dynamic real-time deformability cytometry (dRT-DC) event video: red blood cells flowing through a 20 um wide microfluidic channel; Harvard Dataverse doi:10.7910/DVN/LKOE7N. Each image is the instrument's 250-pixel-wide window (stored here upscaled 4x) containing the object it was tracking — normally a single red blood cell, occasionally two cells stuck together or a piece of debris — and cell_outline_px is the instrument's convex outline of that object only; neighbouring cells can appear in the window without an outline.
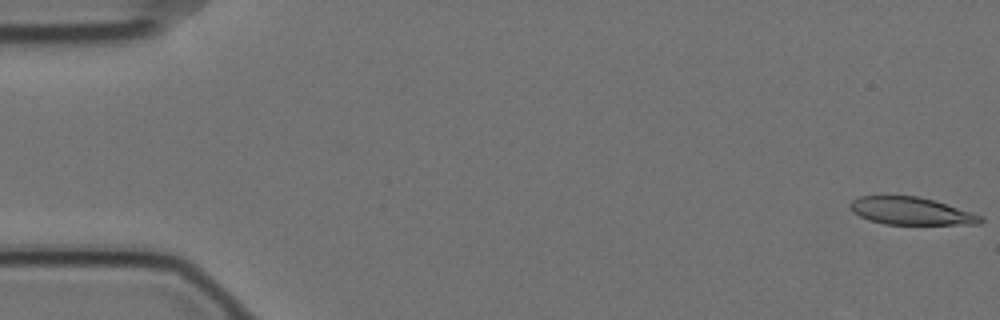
{"species": "Egyptian fruit bat (a non-hibernating species)", "species_latin": "Rousettus aegyptiacus", "temperature_condition": "cold", "stored_images_in_passage": 57, "camera_frame_rate_fps": 3000, "um_per_image_px": 0.085, "animal": {"sex": "female"}, "frame": {"image": 1, "passage_image": 1, "time_ms": 0.0, "image_size_px": [1000, 320], "cell_outline_px": [[984, 220], [980, 224], [884, 224], [868, 220], [852, 212], [848, 204], [852, 200], [860, 196], [920, 196], [972, 212], [984, 216]], "centroid_in_image_um": [77.43, 17.94], "position_along_channel_um": 7.6, "area_um2": 20.98}}
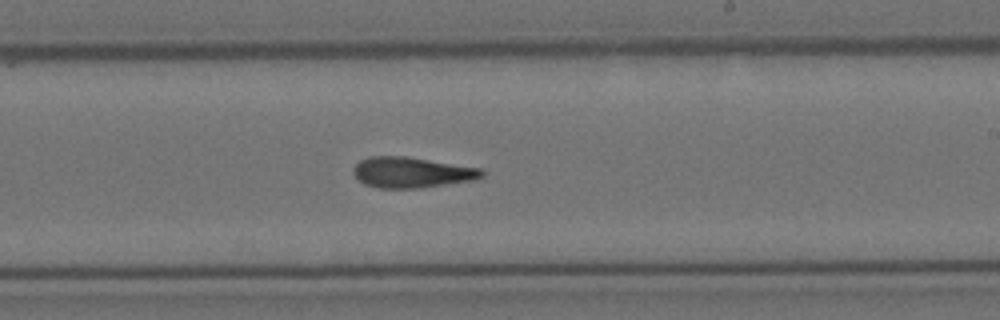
{"frame": {"image": 2, "passage_image": 34, "time_ms": 11.0, "image_size_px": [1000, 320], "cell_outline_px": [[484, 176], [476, 180], [420, 188], [380, 188], [364, 184], [352, 172], [352, 168], [360, 160], [368, 156], [404, 156], [480, 168], [484, 172]], "centroid_in_image_um": [34.99, 14.66], "position_along_channel_um": 254.0, "area_um2": 22.95}}
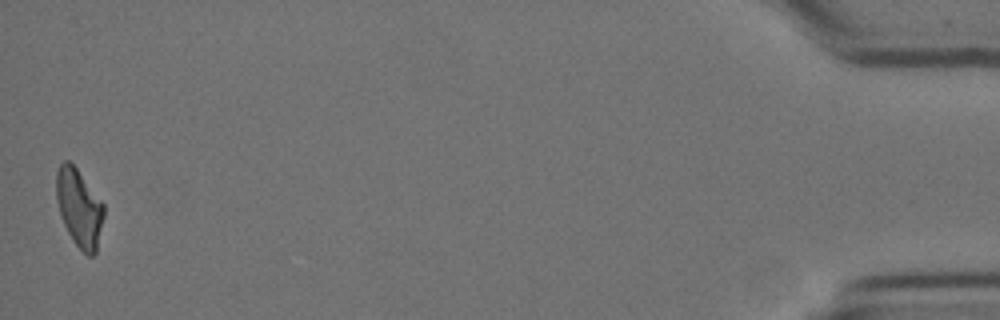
{"frame": {"image": 3, "passage_image": 57, "time_ms": 18.667, "image_size_px": [1000, 320], "cell_outline_px": [[104, 216], [96, 252], [92, 256], [88, 256], [72, 240], [60, 216], [56, 200], [56, 172], [60, 164], [64, 160], [68, 160], [76, 168], [104, 204]], "centroid_in_image_um": [6.72, 17.67], "position_along_channel_um": 428.5, "area_um2": 21.44}, "authors_computed_cell_mechanics": {"area_um2": 22.4842, "velocity_mm_per_s": 3.5022, "shape_relaxation_time_tau1_ms": null, "shape_relaxation_time_tau2_ms": 3.7651, "deformation_change_tau1": null, "deformation_change_tau2": 0.1352}}